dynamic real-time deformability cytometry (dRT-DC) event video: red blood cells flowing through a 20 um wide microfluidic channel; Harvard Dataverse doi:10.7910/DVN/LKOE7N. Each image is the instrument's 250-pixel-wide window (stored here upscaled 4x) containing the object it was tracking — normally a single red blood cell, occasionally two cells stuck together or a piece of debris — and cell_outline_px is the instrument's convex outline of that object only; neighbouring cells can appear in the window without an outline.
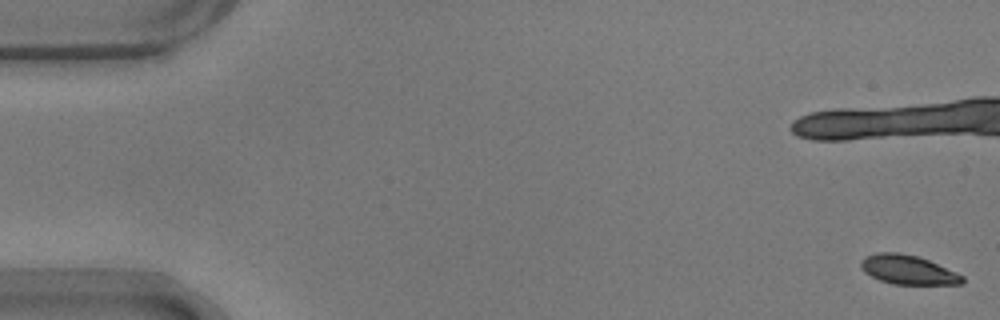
{"species": "common noctule bat (a hibernating species)", "species_latin": "Nyctalus noctula", "temperature_condition": "warm", "stored_images_in_passage": 20, "camera_frame_rate_fps": 3000, "um_per_image_px": 0.085, "animal": {"sex": "male", "body_mass_g": 17.9}, "frame": {"image": 1, "passage_image": 1, "time_ms": 0.0, "image_size_px": [1000, 320], "cell_outline_px": [[964, 280], [960, 284], [892, 284], [880, 280], [864, 272], [860, 268], [860, 260], [864, 256], [876, 252], [900, 252], [916, 256], [928, 260], [956, 272], [964, 276]], "centroid_in_image_um": [77.13, 22.92], "position_along_channel_um": 7.9, "area_um2": 17.28}}